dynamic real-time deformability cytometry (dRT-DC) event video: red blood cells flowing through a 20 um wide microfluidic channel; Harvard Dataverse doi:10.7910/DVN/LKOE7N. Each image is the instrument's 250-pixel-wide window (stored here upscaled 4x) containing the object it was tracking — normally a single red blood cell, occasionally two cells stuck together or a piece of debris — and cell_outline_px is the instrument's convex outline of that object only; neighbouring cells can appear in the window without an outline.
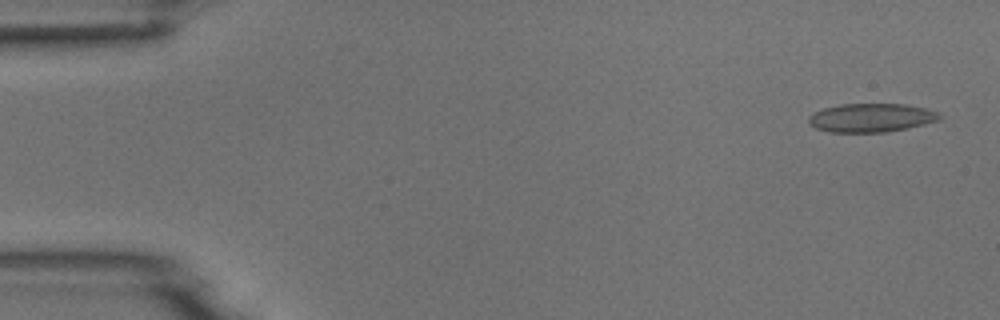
{"species": "common noctule bat (a hibernating species)", "species_latin": "Nyctalus noctula", "temperature_condition": "room temperature", "stored_images_in_passage": 6, "camera_frame_rate_fps": 3000, "um_per_image_px": 0.085, "animal": {"sex": "male", "body_mass_g": 18.8}, "frame": {"image": 1, "passage_image": 1, "time_ms": 0.0, "image_size_px": [1000, 320], "cell_outline_px": [[944, 116], [940, 120], [908, 128], [884, 132], [828, 132], [816, 128], [808, 124], [808, 116], [824, 108], [840, 104], [904, 104], [924, 108], [936, 112]], "centroid_in_image_um": [74.04, 10.01], "position_along_channel_um": 11.0, "area_um2": 21.85}}
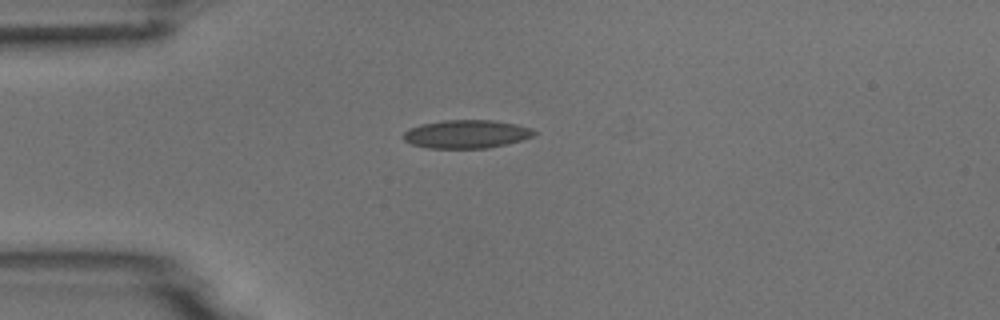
{"frame": {"image": 2, "passage_image": 4, "time_ms": 3.667, "image_size_px": [1000, 320], "cell_outline_px": [[536, 132], [532, 136], [524, 140], [508, 144], [488, 148], [428, 148], [412, 144], [404, 140], [400, 136], [408, 128], [420, 124], [444, 120], [492, 120], [516, 124], [532, 128]], "centroid_in_image_um": [39.63, 11.4], "position_along_channel_um": 45.4, "area_um2": 21.79}}